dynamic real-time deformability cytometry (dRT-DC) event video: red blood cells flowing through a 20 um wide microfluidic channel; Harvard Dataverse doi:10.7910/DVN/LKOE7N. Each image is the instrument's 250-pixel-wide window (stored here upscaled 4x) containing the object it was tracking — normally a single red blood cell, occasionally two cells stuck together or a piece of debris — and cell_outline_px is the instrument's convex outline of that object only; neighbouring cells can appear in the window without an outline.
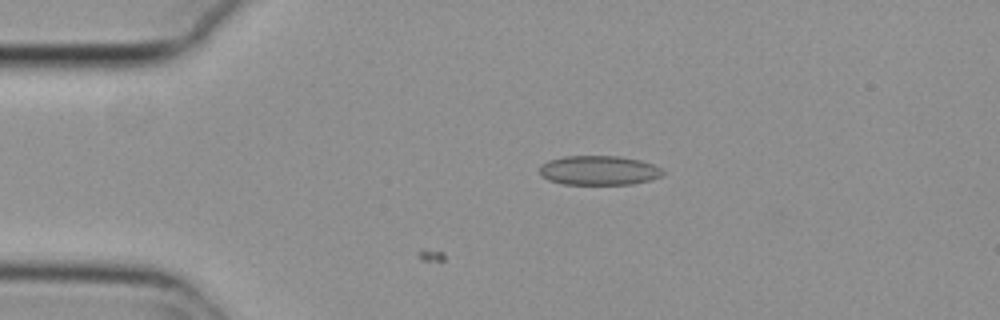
{"species": "common noctule bat (a hibernating species)", "species_latin": "Nyctalus noctula", "temperature_condition": "cold", "stored_images_in_passage": 11, "camera_frame_rate_fps": 3000, "um_per_image_px": 0.085, "animal": {"sex": "female", "body_mass_g": 29.2, "forearm_length_mm": 56.3}, "frame": {"image": 1, "passage_image": 11, "time_ms": 3.333, "image_size_px": [1000, 320], "cell_outline_px": [[664, 172], [660, 176], [652, 180], [632, 184], [564, 184], [548, 180], [540, 176], [540, 164], [548, 160], [564, 156], [620, 156], [640, 160], [652, 164], [660, 168]], "centroid_in_image_um": [50.87, 14.48], "position_along_channel_um": 34.1, "area_um2": 21.21}}